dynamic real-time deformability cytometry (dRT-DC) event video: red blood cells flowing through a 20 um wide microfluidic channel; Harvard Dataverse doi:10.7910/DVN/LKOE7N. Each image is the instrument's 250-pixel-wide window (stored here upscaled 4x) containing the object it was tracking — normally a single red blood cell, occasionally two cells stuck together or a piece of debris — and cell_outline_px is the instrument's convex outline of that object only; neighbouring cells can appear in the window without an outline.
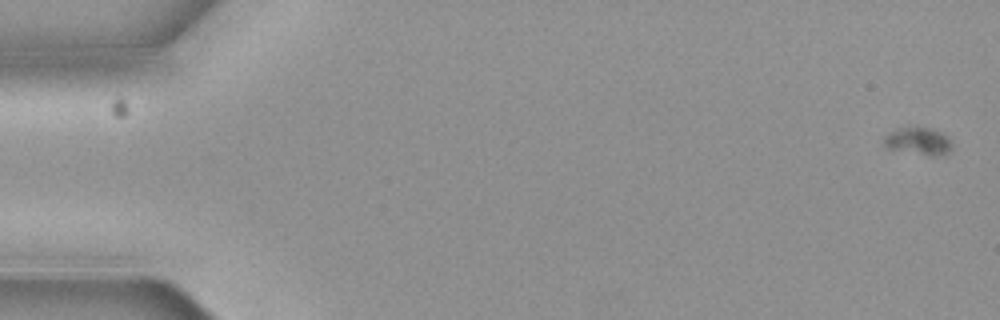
{"species": "common noctule bat (a hibernating species)", "species_latin": "Nyctalus noctula", "temperature_condition": "cold", "stored_images_in_passage": 5, "camera_frame_rate_fps": 3000, "um_per_image_px": 0.085, "animal": {"sex": "female", "body_mass_g": 19.3, "forearm_length_mm": 54.1}, "frame": {"image": 1, "passage_image": 1, "time_ms": 0.0, "image_size_px": [1000, 320], "cell_outline_px": [[952, 148], [944, 156], [928, 156], [888, 148], [884, 144], [884, 136], [900, 128], [928, 128], [940, 132], [948, 136], [952, 144]], "centroid_in_image_um": [78.12, 12.04], "position_along_channel_um": 6.9, "area_um2": 10.75}}